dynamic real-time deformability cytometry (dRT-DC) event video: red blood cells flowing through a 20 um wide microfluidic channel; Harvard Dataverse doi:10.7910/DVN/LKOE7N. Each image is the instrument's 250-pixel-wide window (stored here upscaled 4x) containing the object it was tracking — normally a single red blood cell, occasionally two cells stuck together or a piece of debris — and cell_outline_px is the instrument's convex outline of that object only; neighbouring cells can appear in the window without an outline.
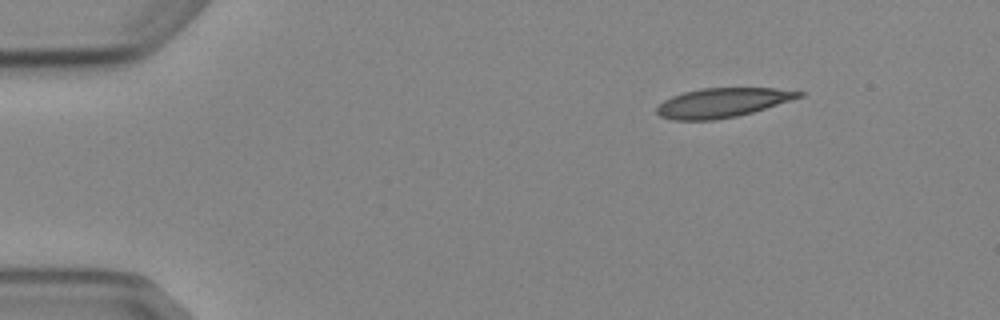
{"species": "Egyptian fruit bat (a non-hibernating species)", "species_latin": "Rousettus aegyptiacus", "temperature_condition": "cold", "stored_images_in_passage": 4, "camera_frame_rate_fps": 3000, "um_per_image_px": 0.085, "animal": {"sex": "female"}, "frame": {"image": 1, "passage_image": 1, "time_ms": 0.0, "image_size_px": [1000, 320], "cell_outline_px": [[804, 96], [792, 100], [752, 112], [736, 116], [712, 120], [672, 120], [660, 116], [656, 112], [656, 108], [664, 100], [672, 96], [684, 92], [700, 88], [776, 88], [804, 92]], "centroid_in_image_um": [61.4, 8.72], "position_along_channel_um": 23.6, "area_um2": 24.22}}
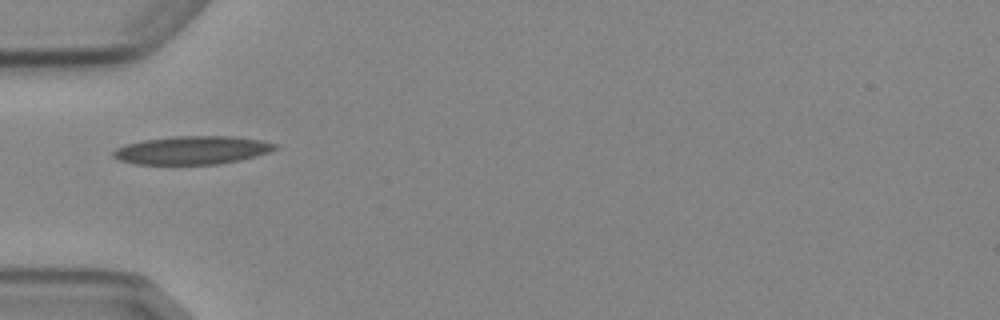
{"frame": {"image": 2, "passage_image": 4, "time_ms": 3.333, "image_size_px": [1000, 320], "cell_outline_px": [[276, 148], [268, 152], [256, 156], [240, 160], [216, 164], [136, 164], [120, 160], [112, 156], [112, 152], [116, 148], [128, 144], [144, 140], [176, 136], [232, 136], [260, 140], [276, 144]], "centroid_in_image_um": [16.32, 12.76], "position_along_channel_um": 68.7, "area_um2": 26.36}}